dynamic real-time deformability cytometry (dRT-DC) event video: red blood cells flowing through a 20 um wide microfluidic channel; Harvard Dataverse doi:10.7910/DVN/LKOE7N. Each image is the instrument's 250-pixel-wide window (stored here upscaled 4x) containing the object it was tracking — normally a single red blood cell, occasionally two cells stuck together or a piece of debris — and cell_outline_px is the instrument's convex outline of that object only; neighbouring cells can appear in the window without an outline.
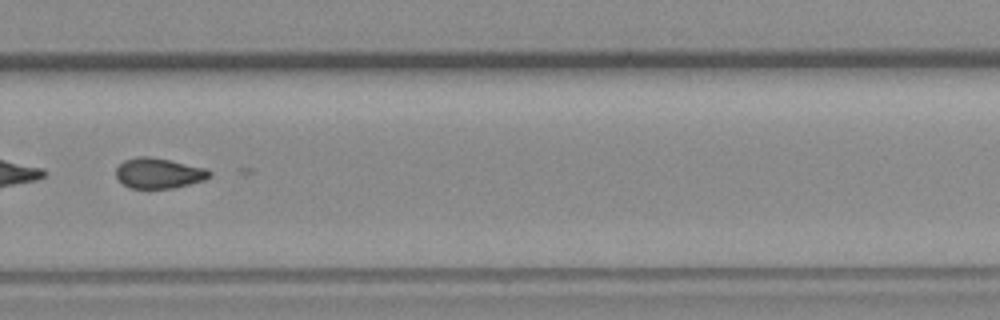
{"species": "common noctule bat (a hibernating species)", "species_latin": "Nyctalus noctula", "temperature_condition": "room temperature", "stored_images_in_passage": 40, "camera_frame_rate_fps": 3000, "um_per_image_px": 0.085, "animal": {"sex": "female", "body_mass_g": 19.3, "forearm_length_mm": 54.1}, "frame": {"image": 1, "passage_image": 24, "time_ms": 7.667, "image_size_px": [1000, 320], "cell_outline_px": [[212, 176], [204, 180], [172, 188], [128, 188], [116, 176], [116, 168], [124, 160], [140, 156], [148, 156], [208, 168], [212, 172]], "centroid_in_image_um": [13.52, 14.72], "position_along_channel_um": 316.3, "area_um2": 16.47}}